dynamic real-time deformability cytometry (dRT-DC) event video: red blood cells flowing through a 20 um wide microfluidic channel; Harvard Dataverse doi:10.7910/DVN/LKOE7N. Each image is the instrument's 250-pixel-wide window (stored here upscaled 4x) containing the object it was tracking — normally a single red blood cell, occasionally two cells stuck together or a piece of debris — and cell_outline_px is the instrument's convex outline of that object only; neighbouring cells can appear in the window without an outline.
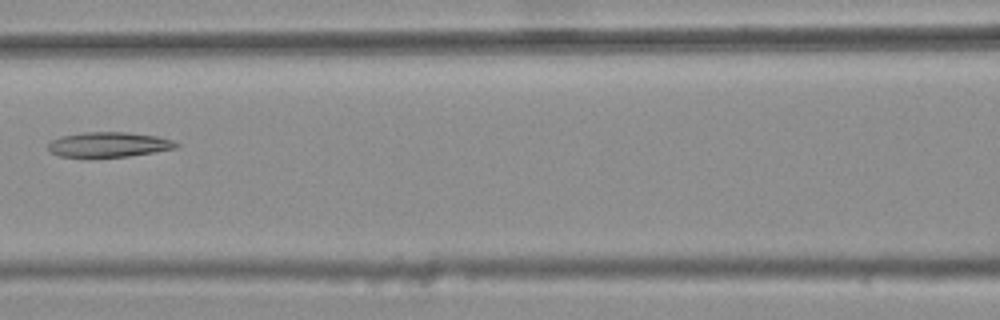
{"species": "common noctule bat (a hibernating species)", "species_latin": "Nyctalus noctula", "temperature_condition": "warm", "stored_images_in_passage": 6, "camera_frame_rate_fps": 3000, "um_per_image_px": 0.085, "animal": {"sex": "female", "body_mass_g": 25.1}, "frame": {"image": 1, "passage_image": 5, "time_ms": 1.333, "image_size_px": [1000, 320], "cell_outline_px": [[180, 144], [176, 148], [128, 156], [88, 160], [60, 156], [52, 152], [48, 148], [48, 144], [52, 140], [60, 136], [84, 132], [128, 132], [156, 136], [172, 140]], "centroid_in_image_um": [9.18, 12.32], "position_along_channel_um": 157.4, "area_um2": 19.25}}
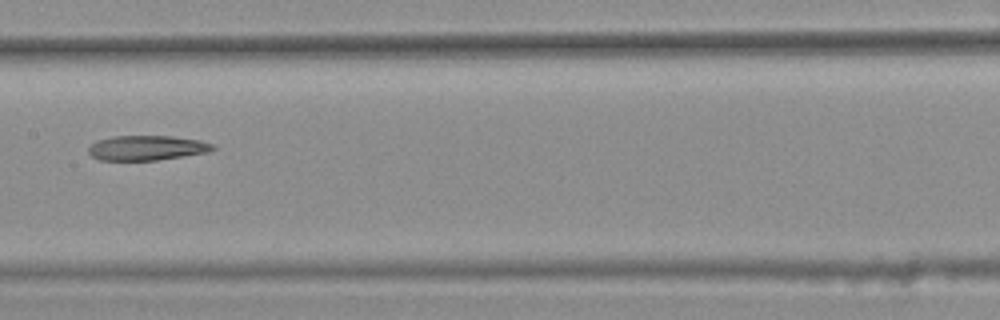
{"frame": {"image": 2, "passage_image": 6, "time_ms": 1.667, "image_size_px": [1000, 320], "cell_outline_px": [[216, 148], [208, 152], [156, 160], [100, 160], [92, 156], [88, 152], [88, 148], [96, 140], [112, 136], [172, 136], [200, 140], [212, 144]], "centroid_in_image_um": [12.46, 12.56], "position_along_channel_um": 194.9, "area_um2": 17.92}}